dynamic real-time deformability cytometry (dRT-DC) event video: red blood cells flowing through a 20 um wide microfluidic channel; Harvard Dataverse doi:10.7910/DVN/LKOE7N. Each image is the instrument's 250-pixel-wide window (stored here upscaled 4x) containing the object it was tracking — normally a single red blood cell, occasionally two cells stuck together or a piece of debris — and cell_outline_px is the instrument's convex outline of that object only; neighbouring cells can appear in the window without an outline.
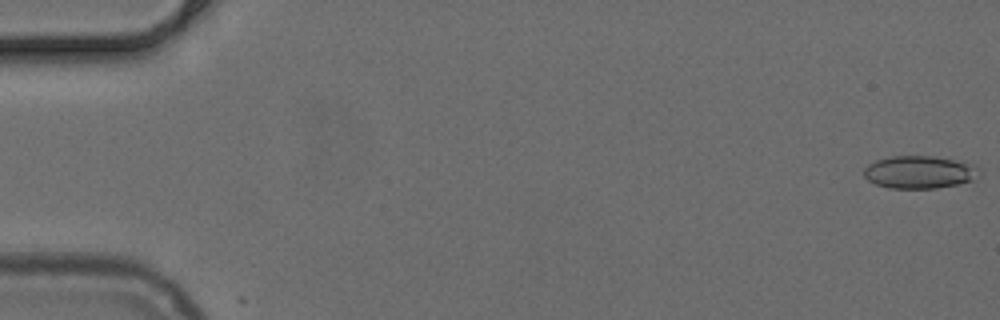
{"species": "common noctule bat (a hibernating species)", "species_latin": "Nyctalus noctula", "temperature_condition": "cold", "stored_images_in_passage": 51, "camera_frame_rate_fps": 3000, "um_per_image_px": 0.085, "animal": {"sex": "female", "body_mass_g": 24.6, "forearm_length_mm": 56.2}, "frame": {"image": 1, "passage_image": 1, "time_ms": 0.0, "image_size_px": [1000, 320], "cell_outline_px": [[980, 168], [972, 180], [956, 184], [936, 188], [888, 188], [876, 184], [868, 180], [864, 176], [864, 168], [868, 164], [876, 160], [892, 156], [932, 156], [976, 164]], "centroid_in_image_um": [78.12, 14.62], "position_along_channel_um": 6.9, "area_um2": 21.79}}
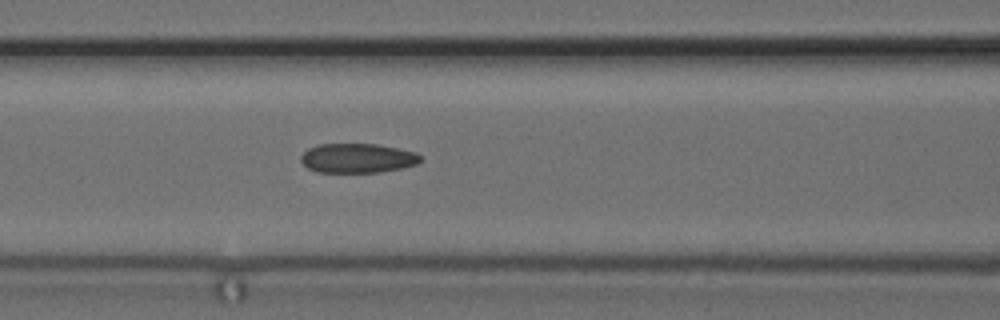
{"frame": {"image": 2, "passage_image": 22, "time_ms": 7.0, "image_size_px": [1000, 320], "cell_outline_px": [[420, 160], [416, 164], [400, 168], [380, 172], [316, 172], [308, 168], [300, 160], [300, 156], [308, 148], [320, 144], [376, 144], [416, 152], [420, 156]], "centroid_in_image_um": [30.35, 13.44], "position_along_channel_um": 136.3, "area_um2": 20.35}}
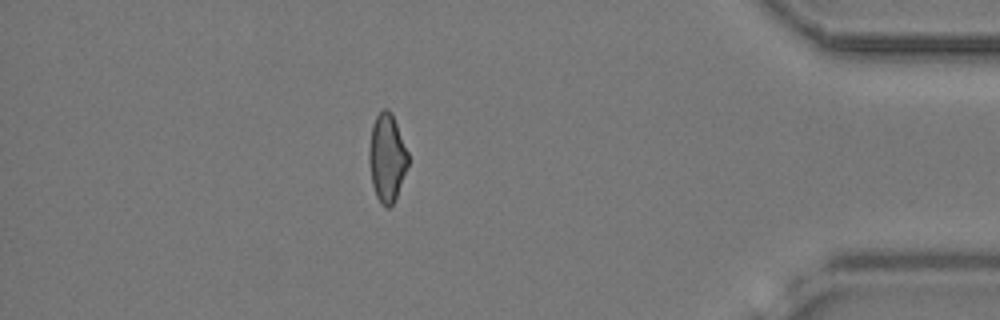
{"frame": {"image": 3, "passage_image": 45, "time_ms": 14.667, "image_size_px": [1000, 320], "cell_outline_px": [[408, 164], [396, 196], [392, 204], [388, 208], [380, 204], [376, 196], [372, 184], [368, 160], [368, 152], [372, 124], [376, 116], [384, 108], [388, 108], [392, 112], [408, 152]], "centroid_in_image_um": [32.87, 13.38], "position_along_channel_um": 402.3, "area_um2": 20.0}}